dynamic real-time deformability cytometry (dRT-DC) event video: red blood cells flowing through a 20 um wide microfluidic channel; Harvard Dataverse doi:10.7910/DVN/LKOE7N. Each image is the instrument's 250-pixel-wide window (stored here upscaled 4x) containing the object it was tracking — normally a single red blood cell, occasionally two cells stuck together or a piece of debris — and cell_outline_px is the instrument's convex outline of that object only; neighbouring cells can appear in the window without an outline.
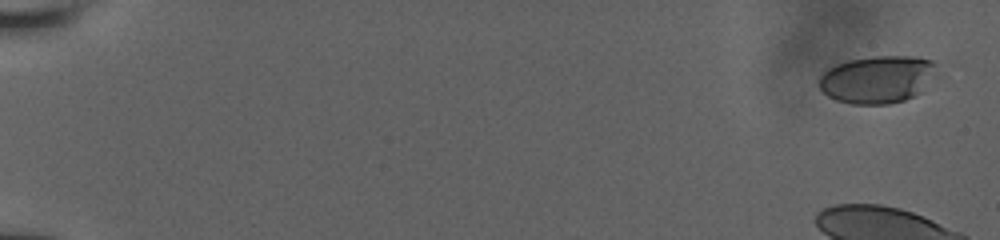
{"species": "human", "species_latin": "Homo sapiens", "temperature_condition": "room temperature", "stored_images_in_passage": 15, "camera_frame_rate_fps": 3000, "um_per_image_px": 0.085, "donor": {"sex": "male"}, "frame": {"image": 1, "passage_image": 1, "time_ms": 0.0, "image_size_px": [1000, 240], "cell_outline_px": [[936, 76], [920, 92], [904, 100], [888, 104], [852, 104], [836, 100], [828, 96], [820, 88], [820, 76], [828, 68], [836, 64], [848, 60], [872, 56], [916, 56], [932, 60], [936, 64]], "centroid_in_image_um": [74.6, 6.73], "position_along_channel_um": 10.4, "area_um2": 32.71}}